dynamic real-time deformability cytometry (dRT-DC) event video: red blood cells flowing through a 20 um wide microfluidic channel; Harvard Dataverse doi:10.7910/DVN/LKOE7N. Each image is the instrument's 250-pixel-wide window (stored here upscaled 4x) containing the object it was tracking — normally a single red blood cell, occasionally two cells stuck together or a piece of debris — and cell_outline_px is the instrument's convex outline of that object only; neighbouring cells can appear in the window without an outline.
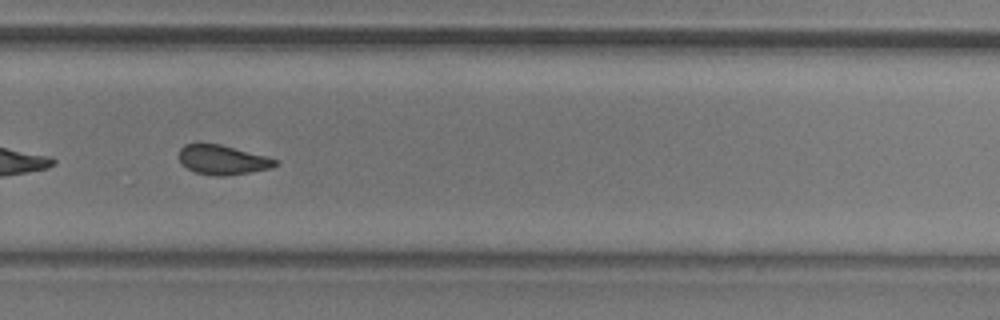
{"species": "common noctule bat (a hibernating species)", "species_latin": "Nyctalus noctula", "temperature_condition": "room temperature", "stored_images_in_passage": 43, "camera_frame_rate_fps": 3000, "um_per_image_px": 0.085, "animal": {"sex": "male", "body_mass_g": 20.5, "forearm_length_mm": 52.5}, "frame": {"image": 1, "passage_image": 25, "time_ms": 8.0, "image_size_px": [1000, 320], "cell_outline_px": [[280, 164], [272, 168], [252, 172], [224, 176], [216, 176], [196, 172], [180, 164], [180, 148], [184, 144], [220, 144], [268, 156], [280, 160]], "centroid_in_image_um": [18.99, 13.59], "position_along_channel_um": 310.8, "area_um2": 16.7}, "authors_computed_cell_mechanics": {"area_um2": 16.9932, "velocity_mm_per_s": 3.5733, "shape_relaxation_time_tau1_ms": 9.2414, "shape_relaxation_time_tau2_ms": 3.2149, "deformation_change_tau1": 0.1551, "deformation_change_tau2": 0.0925}}